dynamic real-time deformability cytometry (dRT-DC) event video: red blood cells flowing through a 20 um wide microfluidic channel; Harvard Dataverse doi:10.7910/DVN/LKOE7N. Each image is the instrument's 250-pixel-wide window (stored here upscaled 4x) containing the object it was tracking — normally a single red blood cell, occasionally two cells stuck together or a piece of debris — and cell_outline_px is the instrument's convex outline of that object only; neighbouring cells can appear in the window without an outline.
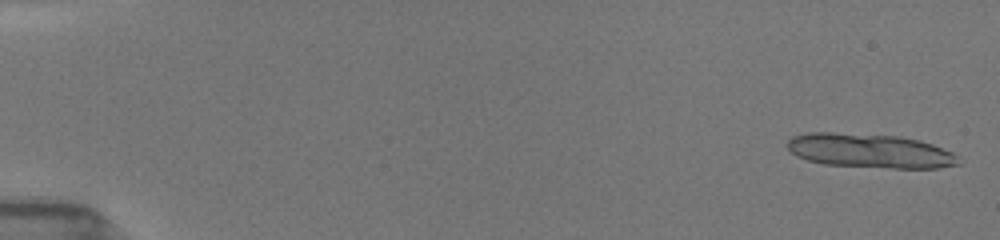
{"species": "common noctule bat (a hibernating species)", "species_latin": "Nyctalus noctula", "temperature_condition": "room temperature", "stored_images_in_passage": 8, "camera_frame_rate_fps": 3000, "um_per_image_px": 0.085, "animal": {"sex": "female", "body_mass_g": 19.5, "forearm_length_mm": 54.1}, "frame": {"image": 1, "passage_image": 1, "time_ms": 0.0, "image_size_px": [1000, 240], "cell_outline_px": [[960, 164], [936, 168], [892, 168], [824, 164], [808, 160], [796, 156], [788, 148], [788, 140], [792, 136], [808, 132], [832, 132], [900, 136], [920, 140], [932, 144], [952, 152], [956, 156]], "centroid_in_image_um": [73.92, 12.81], "position_along_channel_um": 11.1, "area_um2": 34.04}}